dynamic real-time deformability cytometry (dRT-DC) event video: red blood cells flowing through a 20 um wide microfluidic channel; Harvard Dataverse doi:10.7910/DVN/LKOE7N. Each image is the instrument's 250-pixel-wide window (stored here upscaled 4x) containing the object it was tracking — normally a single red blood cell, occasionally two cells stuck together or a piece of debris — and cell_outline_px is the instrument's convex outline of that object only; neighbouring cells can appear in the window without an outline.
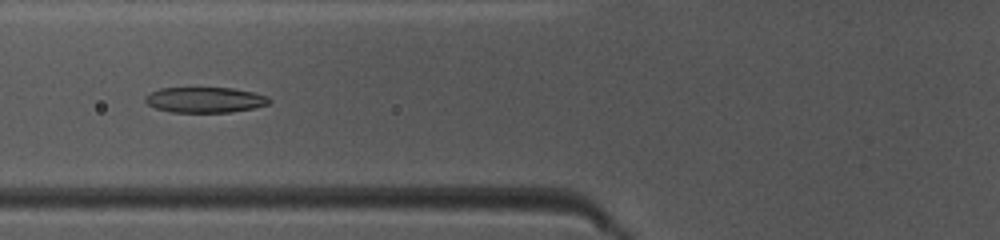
{"species": "common noctule bat (a hibernating species)", "species_latin": "Nyctalus noctula", "temperature_condition": "warm", "stored_images_in_passage": 44, "camera_frame_rate_fps": 3000, "um_per_image_px": 0.085, "animal": {"sex": "female", "body_mass_g": 10.0, "forearm_length_mm": 53.1}, "frame": {"image": 1, "passage_image": 14, "time_ms": 4.333, "image_size_px": [1000, 240], "cell_outline_px": [[272, 100], [268, 104], [252, 108], [228, 112], [172, 112], [156, 108], [148, 104], [144, 100], [144, 96], [160, 88], [232, 88], [252, 92], [268, 96]], "centroid_in_image_um": [17.41, 8.48], "position_along_channel_um": 108.4, "area_um2": 18.26}}
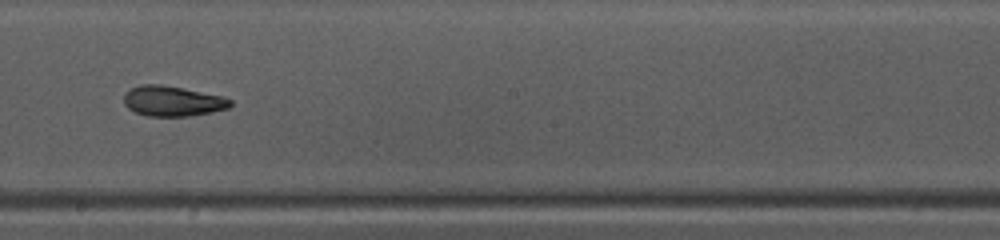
{"frame": {"image": 2, "passage_image": 23, "time_ms": 7.333, "image_size_px": [1000, 240], "cell_outline_px": [[232, 104], [228, 108], [212, 112], [192, 116], [148, 116], [136, 112], [128, 108], [124, 104], [124, 92], [140, 84], [160, 84], [184, 88], [220, 96], [232, 100]], "centroid_in_image_um": [14.65, 8.59], "position_along_channel_um": 233.6, "area_um2": 18.79}}
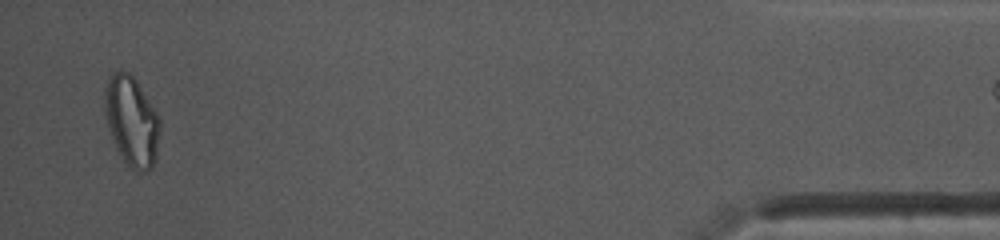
{"frame": {"image": 3, "passage_image": 42, "time_ms": 13.667, "image_size_px": [1000, 240], "cell_outline_px": [[160, 128], [156, 156], [152, 168], [148, 172], [136, 172], [120, 156], [116, 148], [108, 128], [104, 108], [104, 92], [108, 80], [112, 72], [128, 72], [136, 80], [156, 112], [160, 120]], "centroid_in_image_um": [11.19, 10.33], "position_along_channel_um": 424.0, "area_um2": 28.73}}